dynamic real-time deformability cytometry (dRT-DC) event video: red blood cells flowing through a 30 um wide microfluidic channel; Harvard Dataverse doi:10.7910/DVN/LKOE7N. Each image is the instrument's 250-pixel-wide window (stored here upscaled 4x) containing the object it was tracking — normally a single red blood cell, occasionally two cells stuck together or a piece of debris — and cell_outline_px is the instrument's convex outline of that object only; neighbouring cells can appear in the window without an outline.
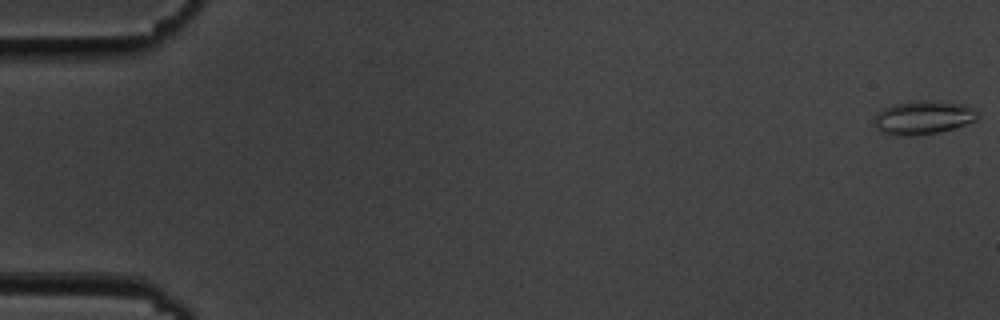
{"species": "common noctule bat (a hibernating species)", "species_latin": "Nyctalus noctula", "temperature_condition": "cold", "stored_images_in_passage": 55, "camera_frame_rate_fps": 3000, "um_per_image_px": 0.085, "animal": {"sex": "male", "body_mass_g": 19.5, "forearm_length_mm": 54.6}, "frame": {"image": 1, "passage_image": 1, "time_ms": 0.0, "image_size_px": [1000, 320], "cell_outline_px": [[976, 120], [940, 132], [912, 136], [892, 136], [880, 132], [872, 124], [872, 120], [884, 108], [892, 104], [920, 100], [924, 100], [964, 104], [972, 108], [976, 112]], "centroid_in_image_um": [78.38, 10.01], "position_along_channel_um": 6.6, "area_um2": 20.23}}
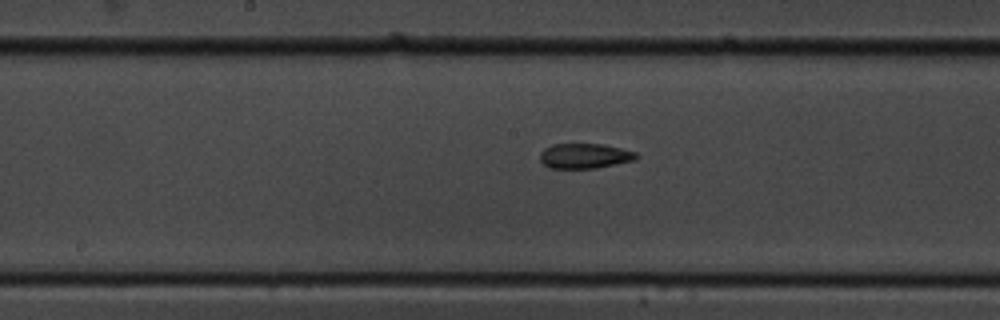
{"frame": {"image": 2, "passage_image": 29, "time_ms": 9.333, "image_size_px": [1000, 320], "cell_outline_px": [[640, 156], [632, 160], [596, 168], [548, 168], [540, 160], [540, 152], [544, 148], [552, 144], [604, 144], [636, 152]], "centroid_in_image_um": [49.66, 13.25], "position_along_channel_um": 198.5, "area_um2": 13.99}}
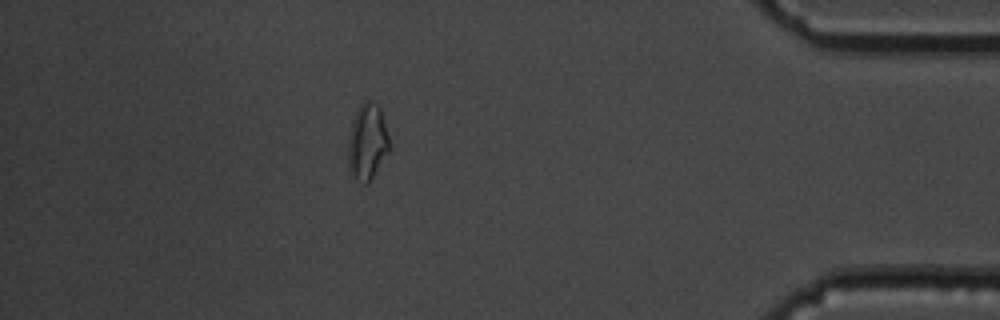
{"frame": {"image": 3, "passage_image": 49, "time_ms": 16.0, "image_size_px": [1000, 320], "cell_outline_px": [[392, 148], [368, 184], [364, 184], [356, 180], [352, 176], [348, 164], [348, 136], [352, 120], [360, 104], [364, 100], [368, 100], [380, 104]], "centroid_in_image_um": [31.25, 12.05], "position_along_channel_um": 404.0, "area_um2": 18.9}, "authors_computed_cell_mechanics": {"area_um2": 15.4326, "velocity_mm_per_s": 3.6868, "shape_relaxation_time_tau1_ms": 4.2364, "shape_relaxation_time_tau2_ms": 2.595, "deformation_change_tau1": 0.1409, "deformation_change_tau2": 0.0981}}